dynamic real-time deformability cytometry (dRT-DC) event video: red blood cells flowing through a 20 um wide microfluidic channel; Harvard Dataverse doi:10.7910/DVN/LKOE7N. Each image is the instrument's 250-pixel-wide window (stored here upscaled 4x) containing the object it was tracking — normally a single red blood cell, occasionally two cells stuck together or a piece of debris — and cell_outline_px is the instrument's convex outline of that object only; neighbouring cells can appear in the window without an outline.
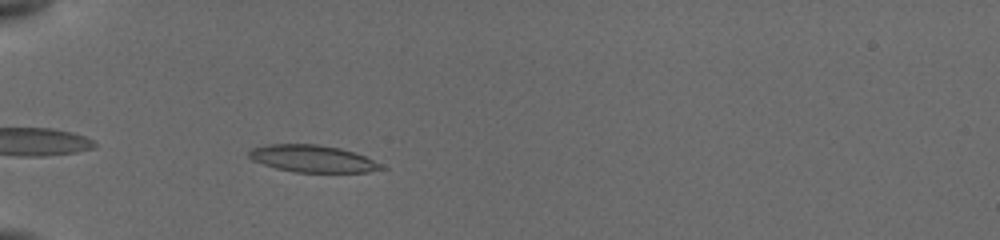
{"species": "common noctule bat (a hibernating species)", "species_latin": "Nyctalus noctula", "temperature_condition": "cold", "stored_images_in_passage": 17, "camera_frame_rate_fps": 3000, "um_per_image_px": 0.085, "animal": {"sex": "female", "body_mass_g": 19.5, "forearm_length_mm": 54.1}, "frame": {"image": 1, "passage_image": 4, "time_ms": 1.0, "image_size_px": [1000, 240], "cell_outline_px": [[388, 168], [368, 172], [296, 172], [276, 168], [252, 160], [248, 156], [248, 152], [252, 148], [268, 144], [316, 144], [340, 148], [364, 156]], "centroid_in_image_um": [26.55, 13.49], "position_along_channel_um": 58.5, "area_um2": 20.69}}
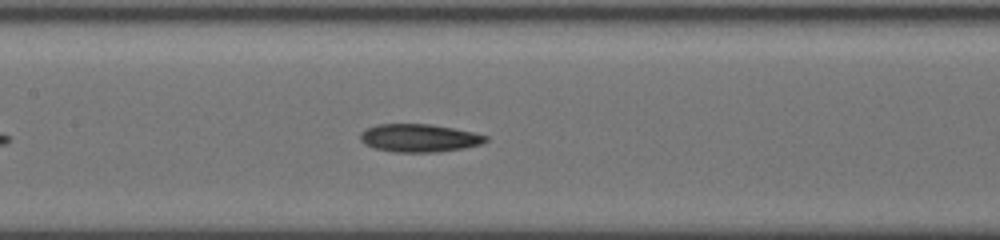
{"frame": {"image": 2, "passage_image": 13, "time_ms": 4.333, "image_size_px": [1000, 240], "cell_outline_px": [[488, 140], [480, 144], [464, 148], [436, 152], [392, 152], [376, 148], [364, 144], [360, 140], [360, 132], [364, 128], [376, 124], [428, 124], [452, 128], [472, 132], [488, 136]], "centroid_in_image_um": [35.58, 11.73], "position_along_channel_um": 171.8, "area_um2": 20.46}}
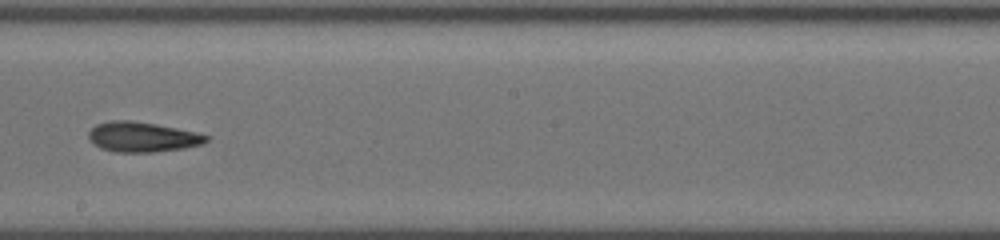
{"frame": {"image": 3, "passage_image": 16, "time_ms": 6.0, "image_size_px": [1000, 240], "cell_outline_px": [[208, 140], [204, 144], [184, 148], [152, 152], [116, 152], [100, 148], [88, 140], [88, 132], [96, 124], [108, 120], [132, 120], [156, 124], [196, 132], [208, 136]], "centroid_in_image_um": [12.07, 11.64], "position_along_channel_um": 236.1, "area_um2": 20.69}}